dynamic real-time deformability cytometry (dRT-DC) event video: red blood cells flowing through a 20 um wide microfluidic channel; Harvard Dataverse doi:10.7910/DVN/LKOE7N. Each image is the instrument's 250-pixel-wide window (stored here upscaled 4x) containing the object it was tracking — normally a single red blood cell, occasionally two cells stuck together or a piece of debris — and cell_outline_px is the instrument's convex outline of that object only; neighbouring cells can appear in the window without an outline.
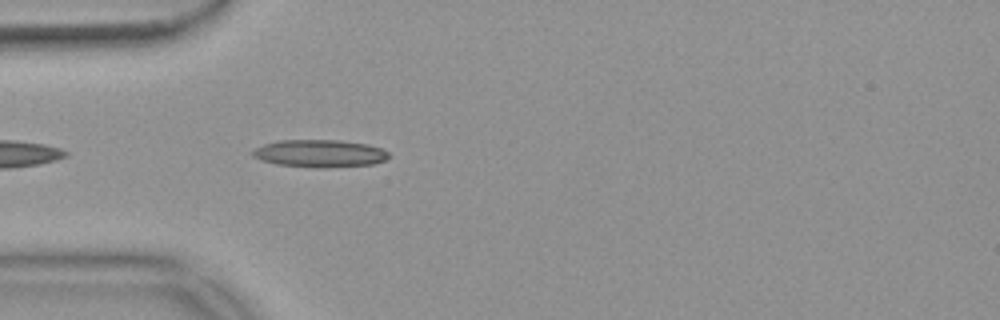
{"species": "common noctule bat (a hibernating species)", "species_latin": "Nyctalus noctula", "temperature_condition": "warm", "stored_images_in_passage": 8, "camera_frame_rate_fps": 3000, "um_per_image_px": 0.085, "animal": {"sex": "female", "body_mass_g": 18.4}, "frame": {"image": 1, "passage_image": 3, "time_ms": 0.667, "image_size_px": [1000, 320], "cell_outline_px": [[392, 156], [384, 160], [372, 164], [324, 168], [316, 168], [276, 164], [252, 156], [252, 152], [256, 148], [264, 144], [280, 140], [340, 140], [368, 144], [380, 148], [388, 152]], "centroid_in_image_um": [27.21, 13.04], "position_along_channel_um": 57.8, "area_um2": 21.79}}